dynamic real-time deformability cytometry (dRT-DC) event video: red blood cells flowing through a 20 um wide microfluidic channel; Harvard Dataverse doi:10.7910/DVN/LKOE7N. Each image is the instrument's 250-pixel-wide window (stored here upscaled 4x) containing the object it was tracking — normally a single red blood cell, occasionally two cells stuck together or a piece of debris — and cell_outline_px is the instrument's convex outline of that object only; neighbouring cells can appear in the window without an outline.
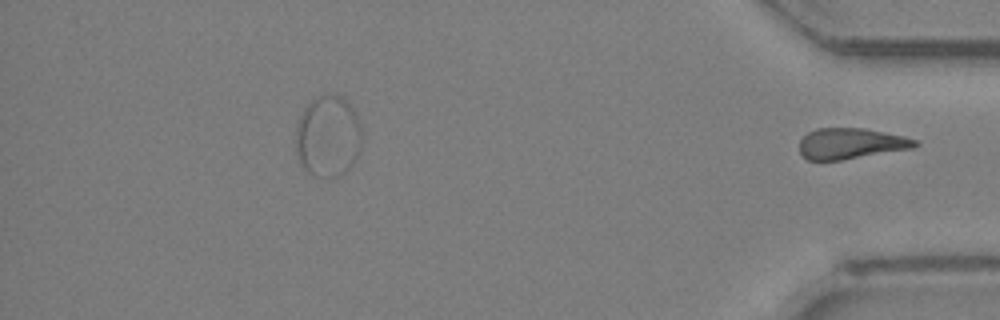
{"species": "Egyptian fruit bat (a non-hibernating species)", "species_latin": "Rousettus aegyptiacus", "temperature_condition": "room temperature", "stored_images_in_passage": 29, "segment_of_instrument_passage": [2, 2], "camera_frame_rate_fps": 3000, "um_per_image_px": 0.085, "animal": {"sex": "female"}, "frame": {"image": 1, "passage_image": 29, "time_ms": 9.333, "image_size_px": [1000, 320], "cell_outline_px": [[920, 144], [912, 148], [840, 160], [808, 160], [800, 152], [800, 140], [808, 132], [816, 128], [864, 128], [904, 136], [916, 140]], "centroid_in_image_um": [72.31, 12.19], "position_along_channel_um": 362.9, "area_um2": 20.58}}